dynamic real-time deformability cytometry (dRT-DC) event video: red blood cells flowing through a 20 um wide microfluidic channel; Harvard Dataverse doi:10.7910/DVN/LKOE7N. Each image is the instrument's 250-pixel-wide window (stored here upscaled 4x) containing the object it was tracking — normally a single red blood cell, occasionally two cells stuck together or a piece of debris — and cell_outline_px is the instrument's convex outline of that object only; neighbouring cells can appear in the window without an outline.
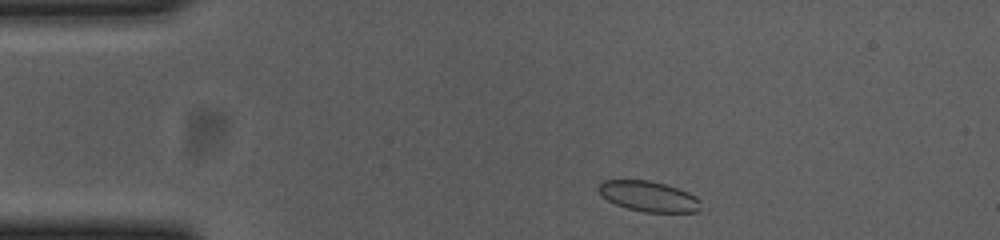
{"species": "common noctule bat (a hibernating species)", "species_latin": "Nyctalus noctula", "temperature_condition": "cold", "stored_images_in_passage": 48, "camera_frame_rate_fps": 3000, "um_per_image_px": 0.085, "animal": {"sex": "female", "body_mass_g": 23.0, "forearm_length_mm": 53.4}, "frame": {"image": 1, "passage_image": 2, "time_ms": 0.333, "image_size_px": [1000, 240], "cell_outline_px": [[700, 208], [696, 212], [644, 212], [628, 208], [616, 204], [608, 200], [596, 188], [604, 180], [648, 180], [664, 184], [688, 192], [696, 196], [700, 200]], "centroid_in_image_um": [55.14, 16.69], "position_along_channel_um": 29.9, "area_um2": 17.92}}
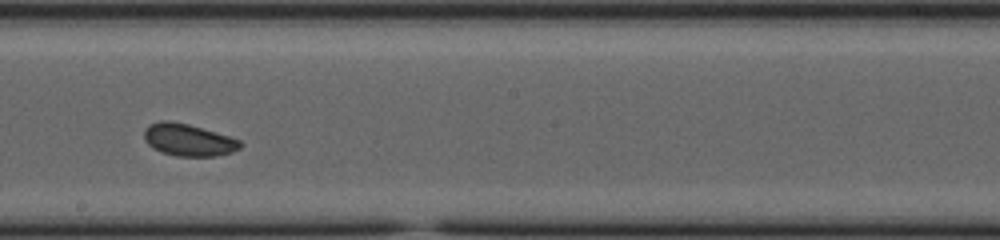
{"frame": {"image": 2, "passage_image": 23, "time_ms": 7.333, "image_size_px": [1000, 240], "cell_outline_px": [[244, 144], [240, 148], [232, 152], [216, 156], [176, 156], [160, 152], [152, 148], [144, 140], [144, 128], [148, 124], [160, 120], [168, 120], [188, 124], [228, 136], [240, 140]], "centroid_in_image_um": [15.97, 11.89], "position_along_channel_um": 232.2, "area_um2": 18.15}}
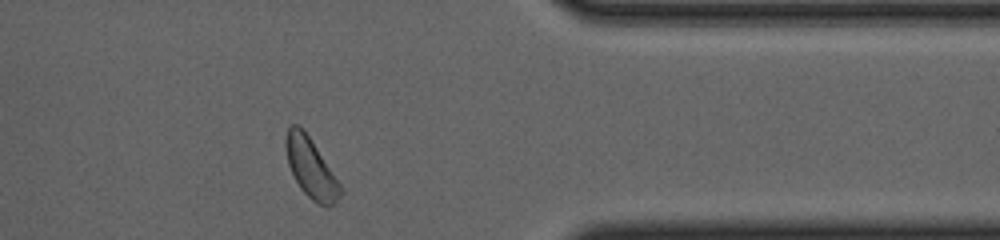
{"frame": {"image": 3, "passage_image": 37, "time_ms": 12.0, "image_size_px": [1000, 240], "cell_outline_px": [[344, 192], [328, 208], [312, 200], [300, 188], [288, 164], [284, 144], [284, 140], [288, 128], [292, 124], [296, 124], [308, 136], [340, 184]], "centroid_in_image_um": [26.4, 14.3], "position_along_channel_um": 385.0, "area_um2": 18.44}}